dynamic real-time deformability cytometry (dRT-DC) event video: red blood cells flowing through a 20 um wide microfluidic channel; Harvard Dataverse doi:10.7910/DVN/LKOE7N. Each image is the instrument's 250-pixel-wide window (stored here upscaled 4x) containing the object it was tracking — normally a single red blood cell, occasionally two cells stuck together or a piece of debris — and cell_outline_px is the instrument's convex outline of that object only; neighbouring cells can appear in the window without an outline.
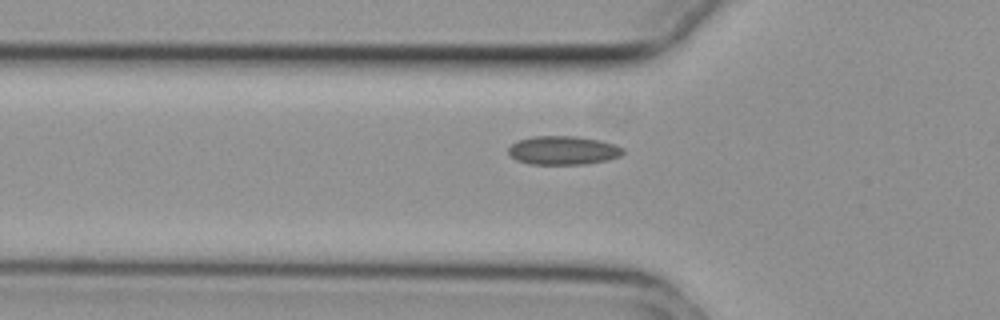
{"species": "common noctule bat (a hibernating species)", "species_latin": "Nyctalus noctula", "temperature_condition": "cold", "stored_images_in_passage": 37, "camera_frame_rate_fps": 3000, "um_per_image_px": 0.085, "animal": {"sex": "female", "body_mass_g": 29.2, "forearm_length_mm": 56.3}, "frame": {"image": 1, "passage_image": 5, "time_ms": 1.333, "image_size_px": [1000, 320], "cell_outline_px": [[624, 152], [620, 156], [608, 160], [584, 164], [532, 164], [516, 160], [508, 152], [508, 148], [516, 140], [532, 136], [576, 136], [600, 140], [616, 144], [624, 148]], "centroid_in_image_um": [47.88, 12.77], "position_along_channel_um": 77.9, "area_um2": 19.31}}
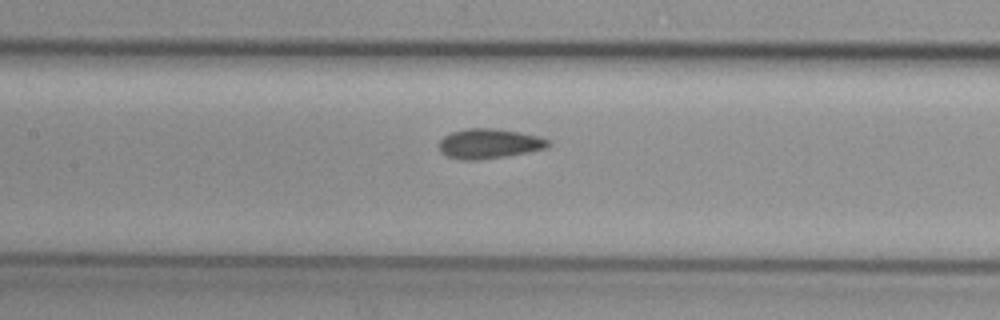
{"frame": {"image": 2, "passage_image": 12, "time_ms": 3.667, "image_size_px": [1000, 320], "cell_outline_px": [[552, 144], [544, 148], [528, 152], [504, 156], [476, 160], [464, 160], [448, 156], [440, 152], [440, 140], [444, 136], [452, 132], [464, 128], [496, 128], [520, 132], [540, 136], [548, 140]], "centroid_in_image_um": [41.58, 12.19], "position_along_channel_um": 165.8, "area_um2": 18.9}}
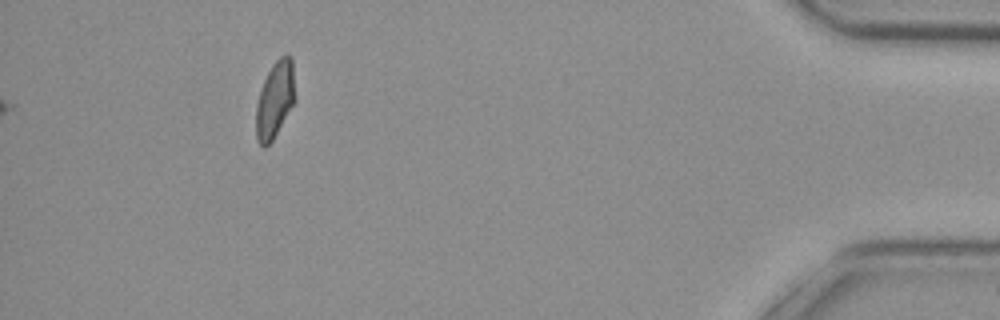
{"frame": {"image": 3, "passage_image": 37, "time_ms": 12.0, "image_size_px": [1000, 320], "cell_outline_px": [[296, 100], [272, 140], [264, 148], [256, 140], [256, 104], [264, 80], [272, 64], [280, 56], [288, 52], [292, 56], [296, 96]], "centroid_in_image_um": [23.39, 8.42], "position_along_channel_um": 411.8, "area_um2": 17.63}, "authors_computed_cell_mechanics": {"area_um2": 18.3226, "velocity_mm_per_s": 3.7409, "shape_relaxation_time_tau1_ms": null, "shape_relaxation_time_tau2_ms": 1.7352, "deformation_change_tau1": null, "deformation_change_tau2": 0.0583}}